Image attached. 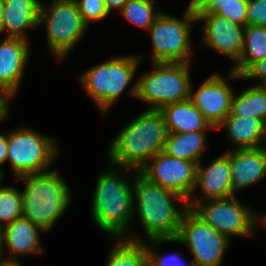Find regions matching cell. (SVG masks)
Returning <instances> with one entry per match:
<instances>
[{
	"instance_id": "25",
	"label": "cell",
	"mask_w": 266,
	"mask_h": 266,
	"mask_svg": "<svg viewBox=\"0 0 266 266\" xmlns=\"http://www.w3.org/2000/svg\"><path fill=\"white\" fill-rule=\"evenodd\" d=\"M234 92L231 101V114L240 117H254L266 120V94L253 85L236 94Z\"/></svg>"
},
{
	"instance_id": "41",
	"label": "cell",
	"mask_w": 266,
	"mask_h": 266,
	"mask_svg": "<svg viewBox=\"0 0 266 266\" xmlns=\"http://www.w3.org/2000/svg\"><path fill=\"white\" fill-rule=\"evenodd\" d=\"M256 85L266 94V79L263 81H260L259 85L258 84Z\"/></svg>"
},
{
	"instance_id": "13",
	"label": "cell",
	"mask_w": 266,
	"mask_h": 266,
	"mask_svg": "<svg viewBox=\"0 0 266 266\" xmlns=\"http://www.w3.org/2000/svg\"><path fill=\"white\" fill-rule=\"evenodd\" d=\"M197 168V162L181 160L162 151L138 171L148 180L188 200L195 187Z\"/></svg>"
},
{
	"instance_id": "6",
	"label": "cell",
	"mask_w": 266,
	"mask_h": 266,
	"mask_svg": "<svg viewBox=\"0 0 266 266\" xmlns=\"http://www.w3.org/2000/svg\"><path fill=\"white\" fill-rule=\"evenodd\" d=\"M142 57L138 54L119 55L90 67L79 75L81 86L103 116L113 104H117L116 100L133 82L137 66L143 61Z\"/></svg>"
},
{
	"instance_id": "2",
	"label": "cell",
	"mask_w": 266,
	"mask_h": 266,
	"mask_svg": "<svg viewBox=\"0 0 266 266\" xmlns=\"http://www.w3.org/2000/svg\"><path fill=\"white\" fill-rule=\"evenodd\" d=\"M133 171V213L138 215L147 240L176 239L184 213L189 209L187 199ZM175 200L181 205L174 204Z\"/></svg>"
},
{
	"instance_id": "31",
	"label": "cell",
	"mask_w": 266,
	"mask_h": 266,
	"mask_svg": "<svg viewBox=\"0 0 266 266\" xmlns=\"http://www.w3.org/2000/svg\"><path fill=\"white\" fill-rule=\"evenodd\" d=\"M248 0H241V5L219 6L217 14L241 26H246Z\"/></svg>"
},
{
	"instance_id": "5",
	"label": "cell",
	"mask_w": 266,
	"mask_h": 266,
	"mask_svg": "<svg viewBox=\"0 0 266 266\" xmlns=\"http://www.w3.org/2000/svg\"><path fill=\"white\" fill-rule=\"evenodd\" d=\"M191 63H152L150 72H143L130 87L132 97L149 104L147 110L189 99Z\"/></svg>"
},
{
	"instance_id": "35",
	"label": "cell",
	"mask_w": 266,
	"mask_h": 266,
	"mask_svg": "<svg viewBox=\"0 0 266 266\" xmlns=\"http://www.w3.org/2000/svg\"><path fill=\"white\" fill-rule=\"evenodd\" d=\"M7 131L0 134V169L3 170V164L7 162Z\"/></svg>"
},
{
	"instance_id": "43",
	"label": "cell",
	"mask_w": 266,
	"mask_h": 266,
	"mask_svg": "<svg viewBox=\"0 0 266 266\" xmlns=\"http://www.w3.org/2000/svg\"><path fill=\"white\" fill-rule=\"evenodd\" d=\"M4 170L0 169V186L3 185V179L6 178L5 173H3Z\"/></svg>"
},
{
	"instance_id": "36",
	"label": "cell",
	"mask_w": 266,
	"mask_h": 266,
	"mask_svg": "<svg viewBox=\"0 0 266 266\" xmlns=\"http://www.w3.org/2000/svg\"><path fill=\"white\" fill-rule=\"evenodd\" d=\"M127 1L128 0H104V3L109 13H111L112 10L120 11Z\"/></svg>"
},
{
	"instance_id": "19",
	"label": "cell",
	"mask_w": 266,
	"mask_h": 266,
	"mask_svg": "<svg viewBox=\"0 0 266 266\" xmlns=\"http://www.w3.org/2000/svg\"><path fill=\"white\" fill-rule=\"evenodd\" d=\"M40 0H4L1 34L28 40L26 31L39 27Z\"/></svg>"
},
{
	"instance_id": "9",
	"label": "cell",
	"mask_w": 266,
	"mask_h": 266,
	"mask_svg": "<svg viewBox=\"0 0 266 266\" xmlns=\"http://www.w3.org/2000/svg\"><path fill=\"white\" fill-rule=\"evenodd\" d=\"M38 25H45L47 48L60 63L89 29L74 0H52L47 6L41 2Z\"/></svg>"
},
{
	"instance_id": "1",
	"label": "cell",
	"mask_w": 266,
	"mask_h": 266,
	"mask_svg": "<svg viewBox=\"0 0 266 266\" xmlns=\"http://www.w3.org/2000/svg\"><path fill=\"white\" fill-rule=\"evenodd\" d=\"M108 171L97 176L92 199L91 216L95 225L110 238L126 237L135 241H143L140 235L130 232L135 215L133 213L134 172L130 168L111 165ZM117 169V170H115ZM132 172V178L119 174ZM131 179V180H130ZM129 230V231H128Z\"/></svg>"
},
{
	"instance_id": "33",
	"label": "cell",
	"mask_w": 266,
	"mask_h": 266,
	"mask_svg": "<svg viewBox=\"0 0 266 266\" xmlns=\"http://www.w3.org/2000/svg\"><path fill=\"white\" fill-rule=\"evenodd\" d=\"M260 79L261 81L266 79V57L254 63L243 75L242 79Z\"/></svg>"
},
{
	"instance_id": "40",
	"label": "cell",
	"mask_w": 266,
	"mask_h": 266,
	"mask_svg": "<svg viewBox=\"0 0 266 266\" xmlns=\"http://www.w3.org/2000/svg\"><path fill=\"white\" fill-rule=\"evenodd\" d=\"M261 214L262 213H259V218H258V223L260 224H262L263 225V227L266 229V214H262V216H261Z\"/></svg>"
},
{
	"instance_id": "24",
	"label": "cell",
	"mask_w": 266,
	"mask_h": 266,
	"mask_svg": "<svg viewBox=\"0 0 266 266\" xmlns=\"http://www.w3.org/2000/svg\"><path fill=\"white\" fill-rule=\"evenodd\" d=\"M111 239L115 244L109 250L106 266H148L145 242L126 237Z\"/></svg>"
},
{
	"instance_id": "18",
	"label": "cell",
	"mask_w": 266,
	"mask_h": 266,
	"mask_svg": "<svg viewBox=\"0 0 266 266\" xmlns=\"http://www.w3.org/2000/svg\"><path fill=\"white\" fill-rule=\"evenodd\" d=\"M229 162L234 194L266 177V154L259 148L229 149Z\"/></svg>"
},
{
	"instance_id": "26",
	"label": "cell",
	"mask_w": 266,
	"mask_h": 266,
	"mask_svg": "<svg viewBox=\"0 0 266 266\" xmlns=\"http://www.w3.org/2000/svg\"><path fill=\"white\" fill-rule=\"evenodd\" d=\"M155 0H128L118 12L128 22L148 30L163 12L154 9Z\"/></svg>"
},
{
	"instance_id": "38",
	"label": "cell",
	"mask_w": 266,
	"mask_h": 266,
	"mask_svg": "<svg viewBox=\"0 0 266 266\" xmlns=\"http://www.w3.org/2000/svg\"><path fill=\"white\" fill-rule=\"evenodd\" d=\"M0 266H21V262L0 260Z\"/></svg>"
},
{
	"instance_id": "27",
	"label": "cell",
	"mask_w": 266,
	"mask_h": 266,
	"mask_svg": "<svg viewBox=\"0 0 266 266\" xmlns=\"http://www.w3.org/2000/svg\"><path fill=\"white\" fill-rule=\"evenodd\" d=\"M22 217V193L16 186L0 187V226Z\"/></svg>"
},
{
	"instance_id": "4",
	"label": "cell",
	"mask_w": 266,
	"mask_h": 266,
	"mask_svg": "<svg viewBox=\"0 0 266 266\" xmlns=\"http://www.w3.org/2000/svg\"><path fill=\"white\" fill-rule=\"evenodd\" d=\"M23 182L22 217L47 233L71 204L70 187L59 170L28 174L14 179Z\"/></svg>"
},
{
	"instance_id": "32",
	"label": "cell",
	"mask_w": 266,
	"mask_h": 266,
	"mask_svg": "<svg viewBox=\"0 0 266 266\" xmlns=\"http://www.w3.org/2000/svg\"><path fill=\"white\" fill-rule=\"evenodd\" d=\"M241 5V0H199L194 5L196 14H217L219 6Z\"/></svg>"
},
{
	"instance_id": "34",
	"label": "cell",
	"mask_w": 266,
	"mask_h": 266,
	"mask_svg": "<svg viewBox=\"0 0 266 266\" xmlns=\"http://www.w3.org/2000/svg\"><path fill=\"white\" fill-rule=\"evenodd\" d=\"M10 99L12 98L6 92L0 90V122L10 115Z\"/></svg>"
},
{
	"instance_id": "7",
	"label": "cell",
	"mask_w": 266,
	"mask_h": 266,
	"mask_svg": "<svg viewBox=\"0 0 266 266\" xmlns=\"http://www.w3.org/2000/svg\"><path fill=\"white\" fill-rule=\"evenodd\" d=\"M52 136L31 127L18 126L7 132V155L13 179L49 171L58 157V144ZM59 150V151H58Z\"/></svg>"
},
{
	"instance_id": "17",
	"label": "cell",
	"mask_w": 266,
	"mask_h": 266,
	"mask_svg": "<svg viewBox=\"0 0 266 266\" xmlns=\"http://www.w3.org/2000/svg\"><path fill=\"white\" fill-rule=\"evenodd\" d=\"M42 232L44 231L41 228L23 217L5 225L2 232L1 260L18 262L20 256L41 254L44 249L40 237ZM5 248L8 256L3 254Z\"/></svg>"
},
{
	"instance_id": "23",
	"label": "cell",
	"mask_w": 266,
	"mask_h": 266,
	"mask_svg": "<svg viewBox=\"0 0 266 266\" xmlns=\"http://www.w3.org/2000/svg\"><path fill=\"white\" fill-rule=\"evenodd\" d=\"M266 57V26L246 25L243 51L231 70L242 76L254 63Z\"/></svg>"
},
{
	"instance_id": "20",
	"label": "cell",
	"mask_w": 266,
	"mask_h": 266,
	"mask_svg": "<svg viewBox=\"0 0 266 266\" xmlns=\"http://www.w3.org/2000/svg\"><path fill=\"white\" fill-rule=\"evenodd\" d=\"M159 111L164 116L168 133H187L215 129L190 99L165 105Z\"/></svg>"
},
{
	"instance_id": "15",
	"label": "cell",
	"mask_w": 266,
	"mask_h": 266,
	"mask_svg": "<svg viewBox=\"0 0 266 266\" xmlns=\"http://www.w3.org/2000/svg\"><path fill=\"white\" fill-rule=\"evenodd\" d=\"M200 190L199 198L193 199L194 192ZM235 196L231 187V168L229 150L216 157L211 163L203 166L198 163L196 183L192 195L187 200L188 208L209 199H223Z\"/></svg>"
},
{
	"instance_id": "42",
	"label": "cell",
	"mask_w": 266,
	"mask_h": 266,
	"mask_svg": "<svg viewBox=\"0 0 266 266\" xmlns=\"http://www.w3.org/2000/svg\"><path fill=\"white\" fill-rule=\"evenodd\" d=\"M2 232L3 228L0 226V260L2 258Z\"/></svg>"
},
{
	"instance_id": "16",
	"label": "cell",
	"mask_w": 266,
	"mask_h": 266,
	"mask_svg": "<svg viewBox=\"0 0 266 266\" xmlns=\"http://www.w3.org/2000/svg\"><path fill=\"white\" fill-rule=\"evenodd\" d=\"M30 41L4 37L0 40V90L17 96L30 57Z\"/></svg>"
},
{
	"instance_id": "14",
	"label": "cell",
	"mask_w": 266,
	"mask_h": 266,
	"mask_svg": "<svg viewBox=\"0 0 266 266\" xmlns=\"http://www.w3.org/2000/svg\"><path fill=\"white\" fill-rule=\"evenodd\" d=\"M201 27L203 44L231 59L236 64L243 51L245 27L219 14H196Z\"/></svg>"
},
{
	"instance_id": "11",
	"label": "cell",
	"mask_w": 266,
	"mask_h": 266,
	"mask_svg": "<svg viewBox=\"0 0 266 266\" xmlns=\"http://www.w3.org/2000/svg\"><path fill=\"white\" fill-rule=\"evenodd\" d=\"M176 242L186 246L195 266H222L226 250L231 241L205 223L191 209L182 218Z\"/></svg>"
},
{
	"instance_id": "37",
	"label": "cell",
	"mask_w": 266,
	"mask_h": 266,
	"mask_svg": "<svg viewBox=\"0 0 266 266\" xmlns=\"http://www.w3.org/2000/svg\"><path fill=\"white\" fill-rule=\"evenodd\" d=\"M258 148L266 154V120L263 122L261 142Z\"/></svg>"
},
{
	"instance_id": "44",
	"label": "cell",
	"mask_w": 266,
	"mask_h": 266,
	"mask_svg": "<svg viewBox=\"0 0 266 266\" xmlns=\"http://www.w3.org/2000/svg\"><path fill=\"white\" fill-rule=\"evenodd\" d=\"M199 0H190L189 4H192L193 6L198 2Z\"/></svg>"
},
{
	"instance_id": "39",
	"label": "cell",
	"mask_w": 266,
	"mask_h": 266,
	"mask_svg": "<svg viewBox=\"0 0 266 266\" xmlns=\"http://www.w3.org/2000/svg\"><path fill=\"white\" fill-rule=\"evenodd\" d=\"M3 13H4V0H0V34L2 29Z\"/></svg>"
},
{
	"instance_id": "3",
	"label": "cell",
	"mask_w": 266,
	"mask_h": 266,
	"mask_svg": "<svg viewBox=\"0 0 266 266\" xmlns=\"http://www.w3.org/2000/svg\"><path fill=\"white\" fill-rule=\"evenodd\" d=\"M167 125L159 110H145L112 138L107 152L111 165L140 170L164 150Z\"/></svg>"
},
{
	"instance_id": "8",
	"label": "cell",
	"mask_w": 266,
	"mask_h": 266,
	"mask_svg": "<svg viewBox=\"0 0 266 266\" xmlns=\"http://www.w3.org/2000/svg\"><path fill=\"white\" fill-rule=\"evenodd\" d=\"M183 17L176 18L162 12L149 27L152 52L151 62L192 63L191 31L196 20L194 6L188 4Z\"/></svg>"
},
{
	"instance_id": "30",
	"label": "cell",
	"mask_w": 266,
	"mask_h": 266,
	"mask_svg": "<svg viewBox=\"0 0 266 266\" xmlns=\"http://www.w3.org/2000/svg\"><path fill=\"white\" fill-rule=\"evenodd\" d=\"M246 25L266 26V0H248Z\"/></svg>"
},
{
	"instance_id": "12",
	"label": "cell",
	"mask_w": 266,
	"mask_h": 266,
	"mask_svg": "<svg viewBox=\"0 0 266 266\" xmlns=\"http://www.w3.org/2000/svg\"><path fill=\"white\" fill-rule=\"evenodd\" d=\"M228 74V77L217 72L211 74L194 91L193 82L190 86L189 99L215 129L231 112V101L235 91L228 83V79H242V76L231 69Z\"/></svg>"
},
{
	"instance_id": "21",
	"label": "cell",
	"mask_w": 266,
	"mask_h": 266,
	"mask_svg": "<svg viewBox=\"0 0 266 266\" xmlns=\"http://www.w3.org/2000/svg\"><path fill=\"white\" fill-rule=\"evenodd\" d=\"M226 130V139L234 149L258 148L261 142L263 121L254 117H240L229 113L215 129ZM235 146V147H234Z\"/></svg>"
},
{
	"instance_id": "29",
	"label": "cell",
	"mask_w": 266,
	"mask_h": 266,
	"mask_svg": "<svg viewBox=\"0 0 266 266\" xmlns=\"http://www.w3.org/2000/svg\"><path fill=\"white\" fill-rule=\"evenodd\" d=\"M83 22L90 27L91 22L104 20L109 16L104 0H74Z\"/></svg>"
},
{
	"instance_id": "10",
	"label": "cell",
	"mask_w": 266,
	"mask_h": 266,
	"mask_svg": "<svg viewBox=\"0 0 266 266\" xmlns=\"http://www.w3.org/2000/svg\"><path fill=\"white\" fill-rule=\"evenodd\" d=\"M191 210L230 241L233 236L255 237L257 234L259 213L241 203L237 196L202 201Z\"/></svg>"
},
{
	"instance_id": "22",
	"label": "cell",
	"mask_w": 266,
	"mask_h": 266,
	"mask_svg": "<svg viewBox=\"0 0 266 266\" xmlns=\"http://www.w3.org/2000/svg\"><path fill=\"white\" fill-rule=\"evenodd\" d=\"M208 131L168 133L164 150L167 155L192 162H202Z\"/></svg>"
},
{
	"instance_id": "28",
	"label": "cell",
	"mask_w": 266,
	"mask_h": 266,
	"mask_svg": "<svg viewBox=\"0 0 266 266\" xmlns=\"http://www.w3.org/2000/svg\"><path fill=\"white\" fill-rule=\"evenodd\" d=\"M166 242H171V239H150L145 243L148 266H195L192 261L187 262L186 260L184 261V259H181L182 257L179 253H172L170 255L159 254L155 246H161L160 244Z\"/></svg>"
}]
</instances>
